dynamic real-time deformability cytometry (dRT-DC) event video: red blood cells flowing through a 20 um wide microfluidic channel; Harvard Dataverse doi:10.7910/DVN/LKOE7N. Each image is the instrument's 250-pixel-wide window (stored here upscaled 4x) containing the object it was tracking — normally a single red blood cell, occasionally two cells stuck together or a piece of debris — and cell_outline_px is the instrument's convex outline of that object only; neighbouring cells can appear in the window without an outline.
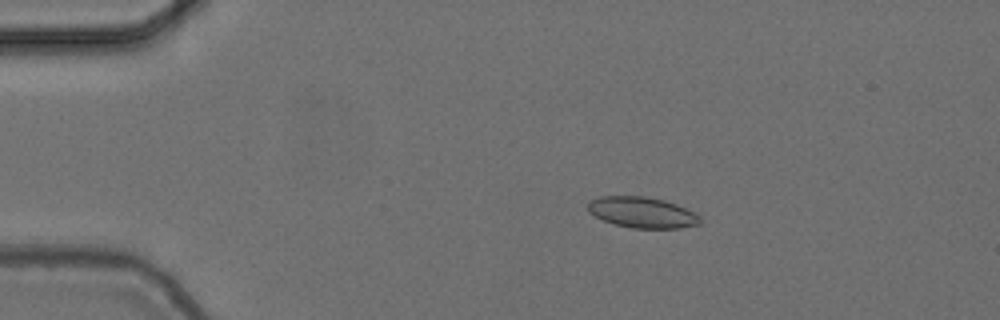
{"species": "common noctule bat (a hibernating species)", "species_latin": "Nyctalus noctula", "temperature_condition": "cold", "stored_images_in_passage": 44, "camera_frame_rate_fps": 3000, "um_per_image_px": 0.085, "animal": {"sex": "female", "body_mass_g": 24.6, "forearm_length_mm": 56.2}, "frame": {"image": 1, "passage_image": 7, "time_ms": 2.0, "image_size_px": [1000, 320], "cell_outline_px": [[700, 224], [680, 228], [632, 228], [616, 224], [604, 220], [588, 212], [588, 204], [592, 200], [600, 196], [644, 196], [664, 200], [676, 204], [700, 216]], "centroid_in_image_um": [54.58, 18.05], "position_along_channel_um": 30.4, "area_um2": 19.94}}
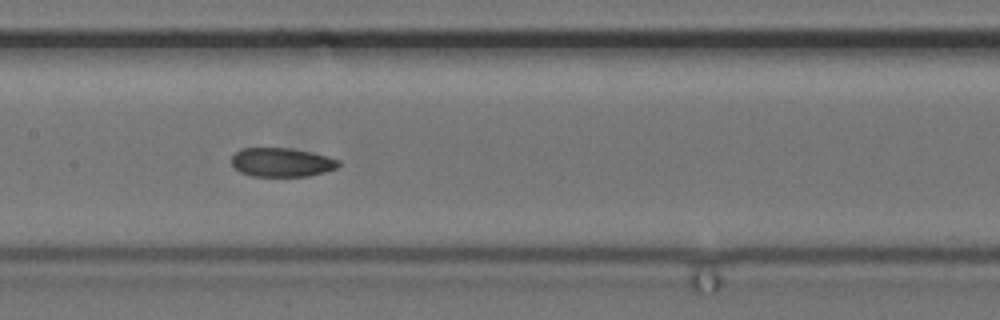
{"frame": {"image": 2, "passage_image": 24, "time_ms": 7.667, "image_size_px": [1000, 320], "cell_outline_px": [[340, 164], [336, 168], [324, 172], [308, 176], [252, 176], [240, 172], [232, 164], [232, 156], [240, 148], [292, 148], [312, 152], [328, 156], [340, 160]], "centroid_in_image_um": [23.96, 13.79], "position_along_channel_um": 183.4, "area_um2": 18.09}}
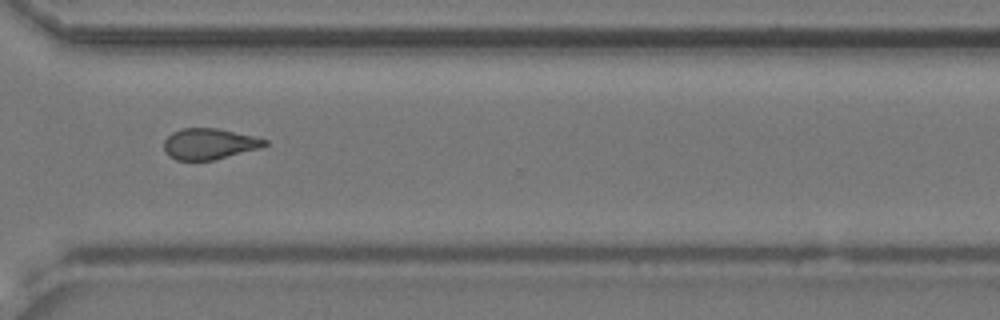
{"frame": {"image": 3, "passage_image": 35, "time_ms": 11.333, "image_size_px": [1000, 320], "cell_outline_px": [[268, 144], [260, 148], [212, 160], [176, 160], [168, 156], [164, 148], [164, 140], [172, 132], [180, 128], [216, 128], [252, 136], [268, 140]], "centroid_in_image_um": [17.75, 12.23], "position_along_channel_um": 352.9, "area_um2": 18.03}, "authors_computed_cell_mechanics": {"area_um2": 18.8428, "velocity_mm_per_s": 3.7347, "shape_relaxation_time_tau1_ms": null, "shape_relaxation_time_tau2_ms": 6.4979, "deformation_change_tau1": null, "deformation_change_tau2": 0.1605}}